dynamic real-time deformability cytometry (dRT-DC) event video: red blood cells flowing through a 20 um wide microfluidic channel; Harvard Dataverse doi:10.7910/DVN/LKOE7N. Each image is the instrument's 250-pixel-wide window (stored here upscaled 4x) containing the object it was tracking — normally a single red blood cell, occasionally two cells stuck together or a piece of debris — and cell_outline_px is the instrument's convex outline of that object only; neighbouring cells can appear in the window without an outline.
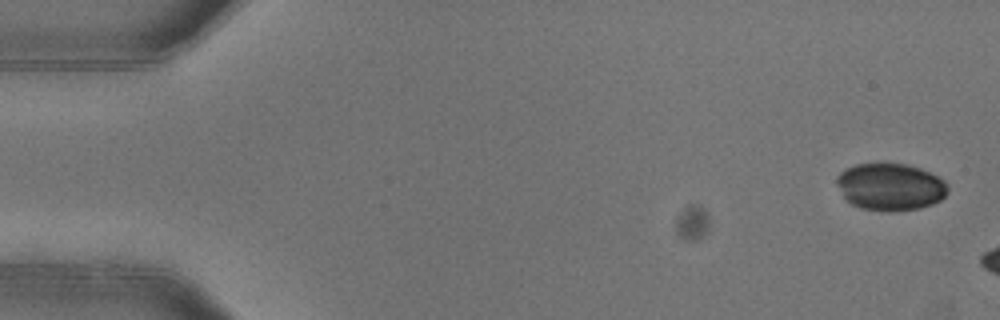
{"species": "common noctule bat (a hibernating species)", "species_latin": "Nyctalus noctula", "temperature_condition": "warm", "stored_images_in_passage": 3, "camera_frame_rate_fps": 3000, "um_per_image_px": 0.085, "animal": {"sex": "female"}, "frame": {"image": 1, "passage_image": 1, "time_ms": 0.0, "image_size_px": [1000, 320], "cell_outline_px": [[948, 192], [940, 200], [932, 204], [920, 208], [892, 212], [888, 212], [860, 208], [852, 204], [844, 196], [836, 184], [836, 176], [844, 168], [856, 164], [908, 164], [920, 168], [944, 180], [948, 184]], "centroid_in_image_um": [75.67, 15.89], "position_along_channel_um": 9.3, "area_um2": 30.63}}